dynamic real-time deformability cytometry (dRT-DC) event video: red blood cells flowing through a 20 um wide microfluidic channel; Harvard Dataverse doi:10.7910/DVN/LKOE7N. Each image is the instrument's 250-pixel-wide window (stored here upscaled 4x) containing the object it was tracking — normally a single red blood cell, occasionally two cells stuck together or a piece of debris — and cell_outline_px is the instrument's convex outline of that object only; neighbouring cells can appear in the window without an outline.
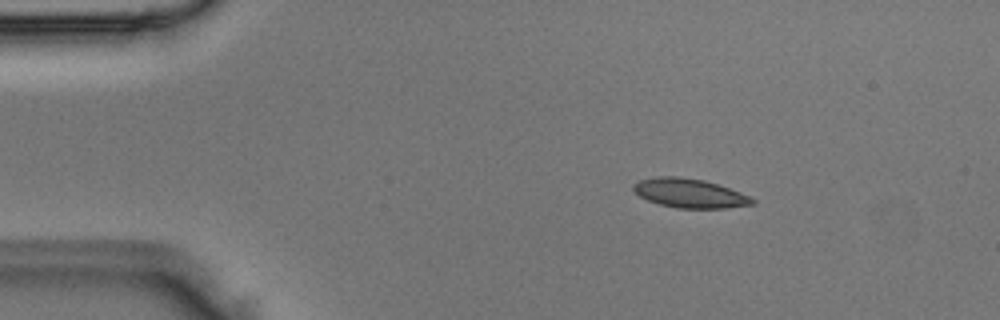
{"species": "Egyptian fruit bat (a non-hibernating species)", "species_latin": "Rousettus aegyptiacus", "temperature_condition": "room temperature", "stored_images_in_passage": 3, "camera_frame_rate_fps": 3000, "um_per_image_px": 0.085, "animal": {"sex": "male"}, "frame": {"image": 1, "passage_image": 1, "time_ms": 0.0, "image_size_px": [1000, 320], "cell_outline_px": [[756, 204], [724, 208], [676, 208], [660, 204], [648, 200], [640, 196], [632, 188], [640, 180], [656, 176], [676, 176], [704, 180], [752, 196], [756, 200]], "centroid_in_image_um": [58.66, 16.43], "position_along_channel_um": 26.3, "area_um2": 20.06}}
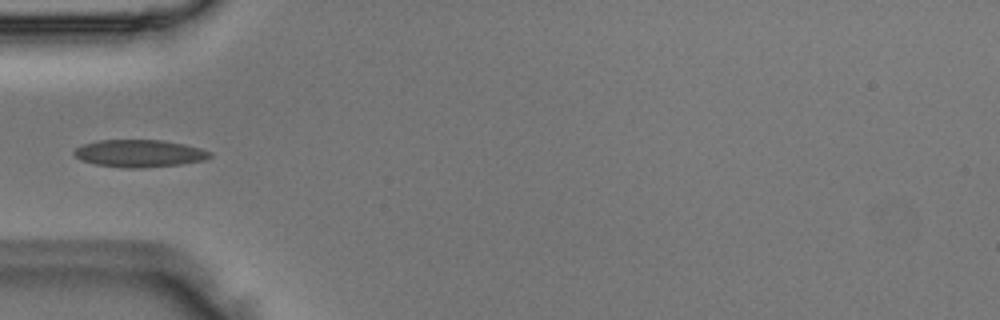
{"frame": {"image": 2, "passage_image": 3, "time_ms": 0.667, "image_size_px": [1000, 320], "cell_outline_px": [[212, 156], [204, 160], [180, 164], [144, 168], [124, 168], [96, 164], [80, 160], [72, 152], [76, 148], [84, 144], [100, 140], [164, 140], [184, 144], [200, 148], [212, 152]], "centroid_in_image_um": [11.86, 13.04], "position_along_channel_um": 73.1, "area_um2": 21.68}}